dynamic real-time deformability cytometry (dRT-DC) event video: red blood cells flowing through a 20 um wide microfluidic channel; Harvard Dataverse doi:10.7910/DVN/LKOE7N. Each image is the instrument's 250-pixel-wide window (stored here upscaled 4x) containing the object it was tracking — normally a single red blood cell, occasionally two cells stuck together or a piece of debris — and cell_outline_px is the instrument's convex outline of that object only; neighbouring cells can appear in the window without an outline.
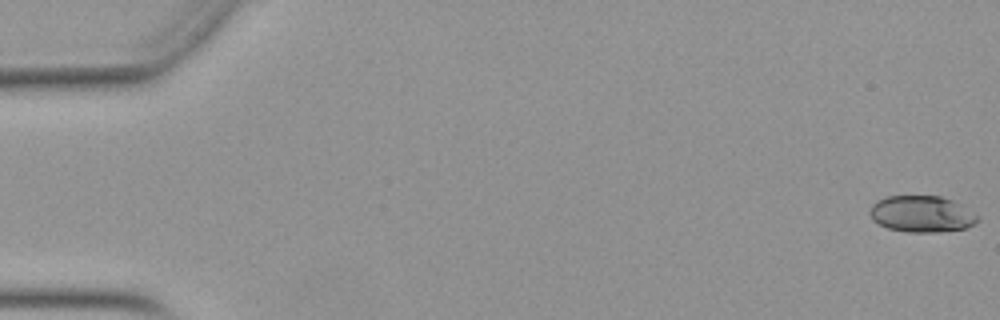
{"species": "Egyptian fruit bat (a non-hibernating species)", "species_latin": "Rousettus aegyptiacus", "temperature_condition": "warm", "stored_images_in_passage": 16, "camera_frame_rate_fps": 3000, "um_per_image_px": 0.085, "animal": {"sex": "female"}, "frame": {"image": 1, "passage_image": 1, "time_ms": 0.0, "image_size_px": [1000, 320], "cell_outline_px": [[980, 220], [976, 224], [964, 228], [940, 232], [908, 232], [888, 228], [872, 220], [868, 212], [872, 204], [876, 200], [884, 196], [940, 196], [952, 200], [960, 204], [980, 216]], "centroid_in_image_um": [78.34, 18.19], "position_along_channel_um": 6.7, "area_um2": 23.12}}
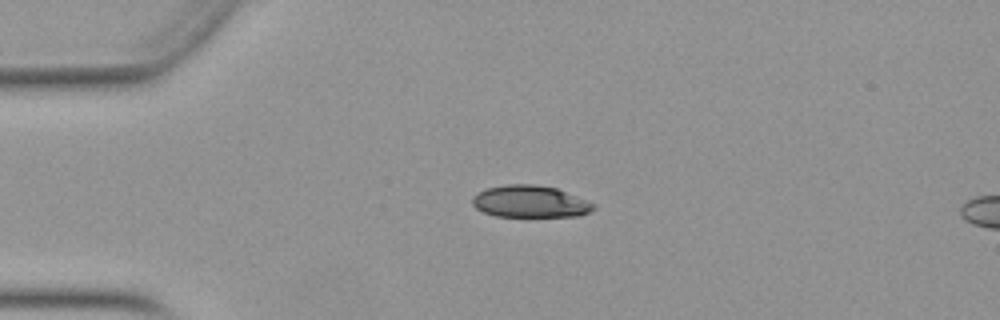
{"frame": {"image": 2, "passage_image": 13, "time_ms": 4.0, "image_size_px": [1000, 320], "cell_outline_px": [[596, 208], [580, 216], [496, 216], [484, 212], [476, 208], [472, 204], [472, 196], [476, 192], [484, 188], [504, 184], [536, 184], [556, 188], [596, 204]], "centroid_in_image_um": [45.02, 17.12], "position_along_channel_um": 40.0, "area_um2": 22.72}}